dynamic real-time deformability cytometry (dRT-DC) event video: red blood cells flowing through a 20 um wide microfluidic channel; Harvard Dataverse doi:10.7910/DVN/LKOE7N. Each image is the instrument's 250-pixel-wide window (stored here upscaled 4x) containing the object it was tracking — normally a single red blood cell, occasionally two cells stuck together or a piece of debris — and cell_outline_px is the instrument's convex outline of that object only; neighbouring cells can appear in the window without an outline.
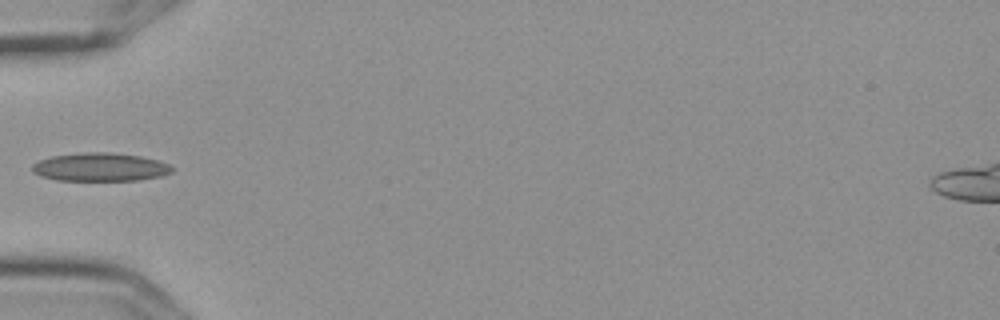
{"species": "Egyptian fruit bat (a non-hibernating species)", "species_latin": "Rousettus aegyptiacus", "temperature_condition": "cold", "stored_images_in_passage": 2, "camera_frame_rate_fps": 3000, "um_per_image_px": 0.085, "frame": {"image": 1, "passage_image": 2, "time_ms": 0.333, "image_size_px": [1000, 320], "cell_outline_px": [[172, 172], [160, 176], [136, 180], [56, 180], [40, 176], [32, 172], [32, 164], [40, 160], [52, 156], [84, 152], [112, 152], [140, 156], [156, 160], [168, 164], [172, 168]], "centroid_in_image_um": [8.47, 14.2], "position_along_channel_um": 76.5, "area_um2": 22.95}}